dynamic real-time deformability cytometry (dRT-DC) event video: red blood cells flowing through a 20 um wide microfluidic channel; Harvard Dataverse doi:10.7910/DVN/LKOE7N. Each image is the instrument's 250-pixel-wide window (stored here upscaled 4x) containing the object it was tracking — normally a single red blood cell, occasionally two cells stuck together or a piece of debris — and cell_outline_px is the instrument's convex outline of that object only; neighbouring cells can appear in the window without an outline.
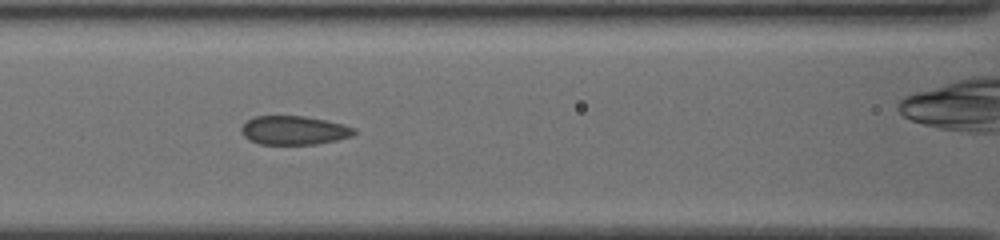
{"species": "common noctule bat (a hibernating species)", "species_latin": "Nyctalus noctula", "temperature_condition": "cold", "stored_images_in_passage": 50, "camera_frame_rate_fps": 3000, "um_per_image_px": 0.085, "animal": {"sex": "female", "body_mass_g": 19.5, "forearm_length_mm": 54.1}, "frame": {"image": 1, "passage_image": 26, "time_ms": 8.333, "image_size_px": [1000, 240], "cell_outline_px": [[356, 132], [352, 136], [336, 140], [316, 144], [260, 144], [248, 140], [240, 132], [240, 128], [248, 120], [256, 116], [304, 116], [344, 124], [356, 128]], "centroid_in_image_um": [24.98, 11.08], "position_along_channel_um": 141.6, "area_um2": 18.96}}
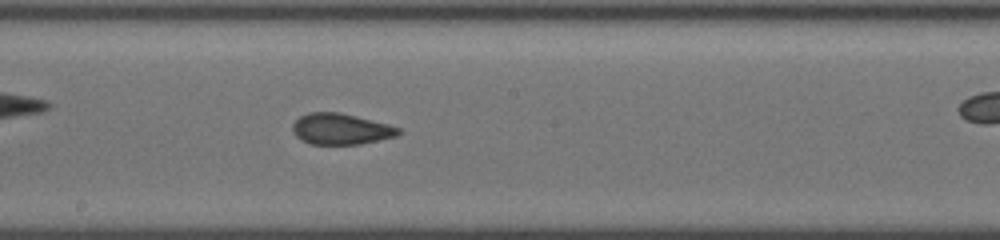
{"frame": {"image": 2, "passage_image": 32, "time_ms": 10.333, "image_size_px": [1000, 240], "cell_outline_px": [[400, 132], [396, 136], [360, 144], [308, 144], [296, 136], [292, 128], [292, 124], [300, 116], [308, 112], [340, 112], [388, 124], [400, 128]], "centroid_in_image_um": [28.94, 10.96], "position_along_channel_um": 219.3, "area_um2": 19.07}}
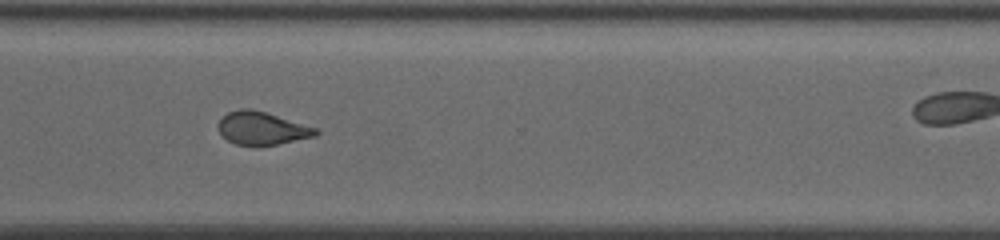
{"frame": {"image": 3, "passage_image": 42, "time_ms": 13.667, "image_size_px": [1000, 240], "cell_outline_px": [[320, 132], [316, 136], [256, 148], [236, 144], [228, 140], [220, 132], [220, 120], [228, 112], [240, 108], [248, 108], [264, 112], [316, 128]], "centroid_in_image_um": [22.26, 10.93], "position_along_channel_um": 348.3, "area_um2": 18.55}}